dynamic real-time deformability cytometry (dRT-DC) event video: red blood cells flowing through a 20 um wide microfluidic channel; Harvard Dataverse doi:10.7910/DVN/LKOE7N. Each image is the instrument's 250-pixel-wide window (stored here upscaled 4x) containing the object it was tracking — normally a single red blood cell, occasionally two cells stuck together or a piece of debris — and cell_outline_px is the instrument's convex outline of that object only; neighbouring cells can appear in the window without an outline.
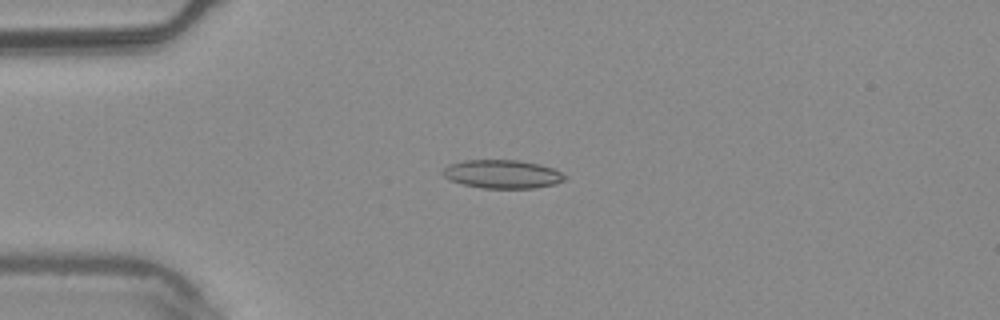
{"species": "common noctule bat (a hibernating species)", "species_latin": "Nyctalus noctula", "temperature_condition": "warm", "stored_images_in_passage": 5, "camera_frame_rate_fps": 3000, "um_per_image_px": 0.085, "animal": {"sex": "male", "body_mass_g": 20.4}, "frame": {"image": 1, "passage_image": 4, "time_ms": 1.0, "image_size_px": [1000, 320], "cell_outline_px": [[568, 176], [564, 180], [556, 184], [532, 188], [480, 188], [448, 180], [440, 172], [448, 164], [464, 160], [520, 160], [540, 164], [552, 168]], "centroid_in_image_um": [42.68, 14.79], "position_along_channel_um": 42.3, "area_um2": 20.4}}